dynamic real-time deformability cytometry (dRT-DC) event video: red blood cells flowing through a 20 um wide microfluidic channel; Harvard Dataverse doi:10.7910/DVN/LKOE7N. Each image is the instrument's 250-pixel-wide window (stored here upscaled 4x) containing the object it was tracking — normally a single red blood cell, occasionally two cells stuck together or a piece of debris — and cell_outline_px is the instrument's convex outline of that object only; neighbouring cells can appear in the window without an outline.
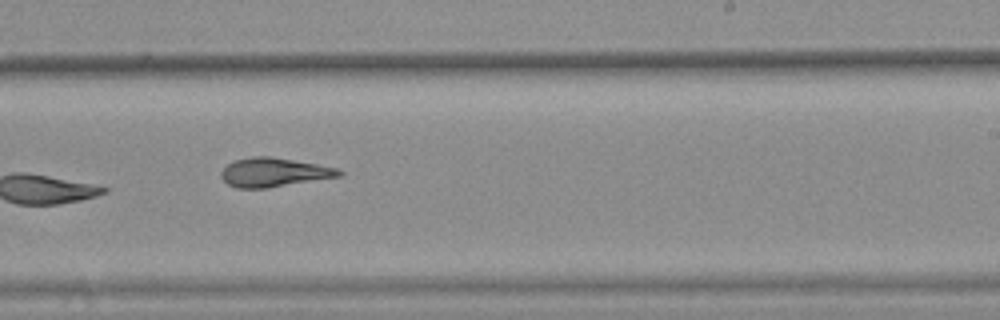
{"species": "common noctule bat (a hibernating species)", "species_latin": "Nyctalus noctula", "temperature_condition": "warm", "stored_images_in_passage": 11, "camera_frame_rate_fps": 3000, "um_per_image_px": 0.085, "animal": {"sex": "female", "body_mass_g": 25.1}, "frame": {"image": 1, "passage_image": 8, "time_ms": 2.333, "image_size_px": [1000, 320], "cell_outline_px": [[344, 172], [340, 176], [264, 188], [236, 188], [228, 184], [220, 176], [220, 172], [228, 164], [236, 160], [252, 156], [268, 156], [340, 168]], "centroid_in_image_um": [23.27, 14.64], "position_along_channel_um": 265.7, "area_um2": 19.59}}
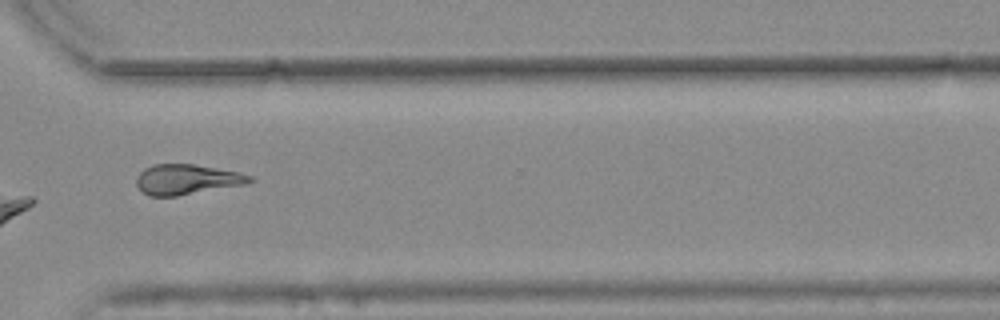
{"frame": {"image": 2, "passage_image": 10, "time_ms": 3.0, "image_size_px": [1000, 320], "cell_outline_px": [[256, 180], [244, 184], [176, 196], [148, 196], [136, 184], [136, 176], [144, 168], [152, 164], [192, 164], [216, 168], [236, 172], [252, 176]], "centroid_in_image_um": [15.84, 15.24], "position_along_channel_um": 354.8, "area_um2": 19.71}}